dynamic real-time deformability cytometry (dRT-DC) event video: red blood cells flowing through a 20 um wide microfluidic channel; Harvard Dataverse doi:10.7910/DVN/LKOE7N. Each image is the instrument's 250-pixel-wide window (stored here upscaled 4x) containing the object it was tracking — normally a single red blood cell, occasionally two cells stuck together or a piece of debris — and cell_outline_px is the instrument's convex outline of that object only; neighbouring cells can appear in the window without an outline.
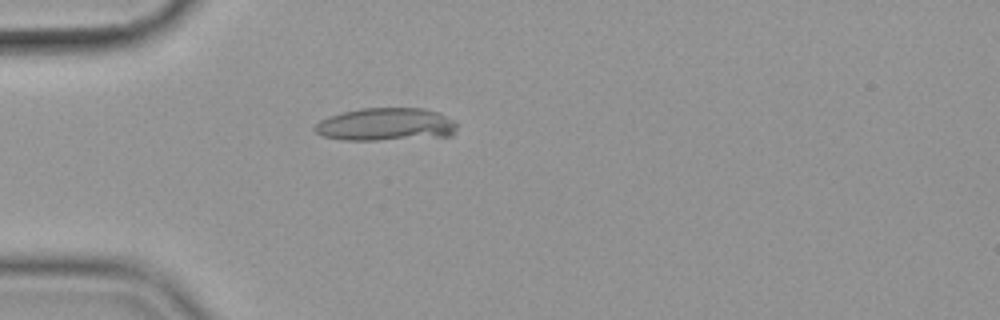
{"species": "common noctule bat (a hibernating species)", "species_latin": "Nyctalus noctula", "temperature_condition": "cold", "stored_images_in_passage": 34, "camera_frame_rate_fps": 3000, "um_per_image_px": 0.085, "animal": {"sex": "female", "body_mass_g": 19.9}, "frame": {"image": 1, "passage_image": 10, "time_ms": 3.0, "image_size_px": [1000, 320], "cell_outline_px": [[456, 128], [452, 136], [376, 140], [344, 140], [324, 136], [316, 132], [312, 128], [320, 120], [328, 116], [360, 108], [424, 108], [440, 112], [452, 120], [456, 124]], "centroid_in_image_um": [32.8, 10.57], "position_along_channel_um": 52.2, "area_um2": 27.28}}